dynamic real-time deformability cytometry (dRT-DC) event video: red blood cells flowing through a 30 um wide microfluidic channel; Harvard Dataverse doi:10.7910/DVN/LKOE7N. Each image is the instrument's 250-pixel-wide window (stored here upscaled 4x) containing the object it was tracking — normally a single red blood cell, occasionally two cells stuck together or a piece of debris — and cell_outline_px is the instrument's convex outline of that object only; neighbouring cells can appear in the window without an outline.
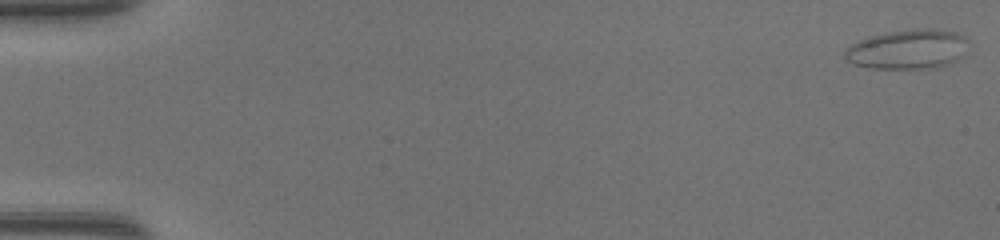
{"species": "common noctule bat (a hibernating species)", "species_latin": "Nyctalus noctula", "temperature_condition": "warm", "stored_images_in_passage": 14, "camera_frame_rate_fps": 3000, "um_per_image_px": 0.085, "animal": {"sex": "female", "body_mass_g": 17.0, "forearm_length_mm": 48.0}, "frame": {"image": 1, "passage_image": 1, "time_ms": 0.0, "image_size_px": [1000, 240], "cell_outline_px": [[968, 40], [964, 56], [948, 64], [936, 68], [872, 68], [852, 64], [844, 60], [844, 52], [852, 44], [860, 40], [884, 32], [916, 28], [932, 28], [956, 32], [964, 36]], "centroid_in_image_um": [77.18, 4.18], "position_along_channel_um": 7.8, "area_um2": 28.73}}